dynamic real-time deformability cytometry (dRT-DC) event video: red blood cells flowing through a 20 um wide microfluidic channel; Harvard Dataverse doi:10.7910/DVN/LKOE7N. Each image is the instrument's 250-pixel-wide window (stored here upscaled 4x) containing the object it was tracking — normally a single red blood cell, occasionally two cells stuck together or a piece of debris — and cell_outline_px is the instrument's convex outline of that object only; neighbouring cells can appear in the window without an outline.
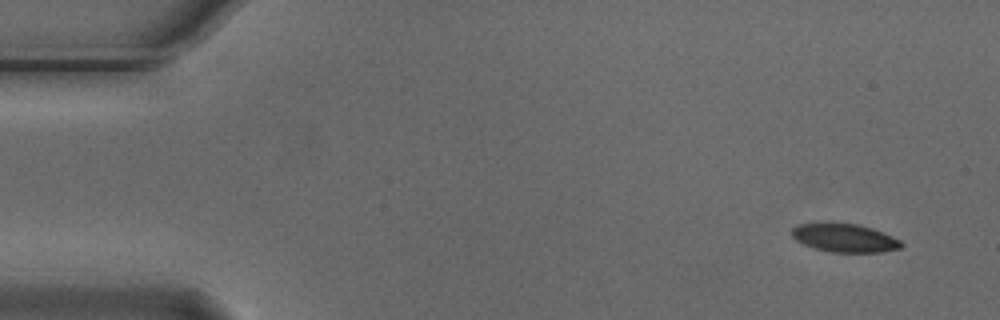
{"species": "Egyptian fruit bat (a non-hibernating species)", "species_latin": "Rousettus aegyptiacus", "temperature_condition": "cold", "stored_images_in_passage": 4, "camera_frame_rate_fps": 3000, "um_per_image_px": 0.085, "animal": {"sex": "male"}, "frame": {"image": 1, "passage_image": 1, "time_ms": 0.0, "image_size_px": [1000, 320], "cell_outline_px": [[904, 244], [900, 248], [880, 252], [832, 252], [816, 248], [804, 244], [796, 240], [792, 236], [792, 228], [796, 224], [832, 220], [860, 224], [872, 228], [892, 236], [900, 240]], "centroid_in_image_um": [71.75, 20.17], "position_along_channel_um": 13.2, "area_um2": 18.67}}
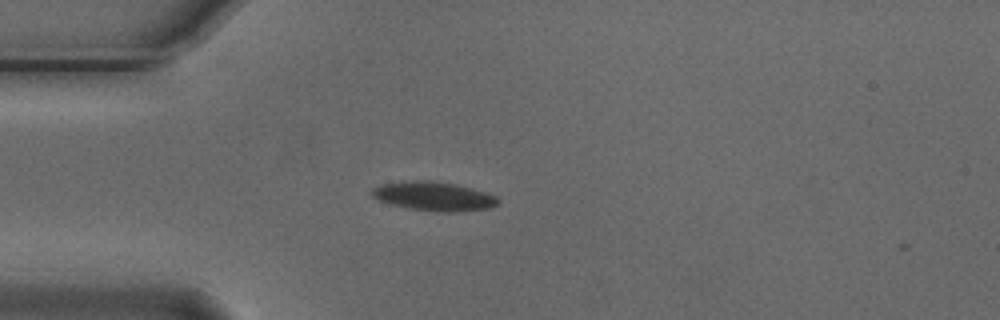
{"frame": {"image": 2, "passage_image": 4, "time_ms": 1.0, "image_size_px": [1000, 320], "cell_outline_px": [[500, 204], [492, 208], [456, 212], [436, 212], [408, 208], [388, 204], [372, 196], [372, 188], [380, 184], [412, 180], [428, 180], [456, 184], [484, 192], [496, 196], [500, 200]], "centroid_in_image_um": [36.89, 16.69], "position_along_channel_um": 48.1, "area_um2": 21.5}}